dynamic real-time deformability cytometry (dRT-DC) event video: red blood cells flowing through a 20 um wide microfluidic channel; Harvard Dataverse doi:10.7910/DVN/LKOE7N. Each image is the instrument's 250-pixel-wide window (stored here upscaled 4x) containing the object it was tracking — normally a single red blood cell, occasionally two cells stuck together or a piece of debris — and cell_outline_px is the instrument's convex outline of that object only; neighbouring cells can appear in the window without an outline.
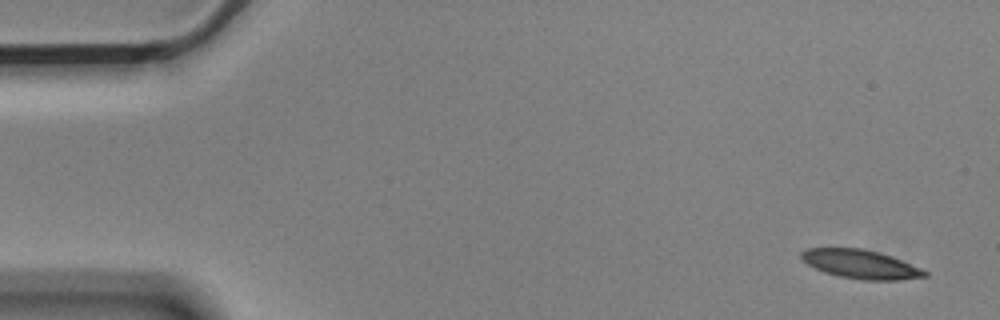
{"species": "Egyptian fruit bat (a non-hibernating species)", "species_latin": "Rousettus aegyptiacus", "temperature_condition": "cold", "stored_images_in_passage": 55, "camera_frame_rate_fps": 3000, "um_per_image_px": 0.085, "animal": {"sex": "male"}, "frame": {"image": 1, "passage_image": 1, "time_ms": 0.0, "image_size_px": [1000, 320], "cell_outline_px": [[928, 276], [900, 280], [860, 280], [840, 276], [824, 272], [808, 264], [800, 256], [800, 252], [804, 248], [860, 248], [892, 256], [920, 268], [928, 272]], "centroid_in_image_um": [73.15, 22.46], "position_along_channel_um": 11.9, "area_um2": 20.58}}
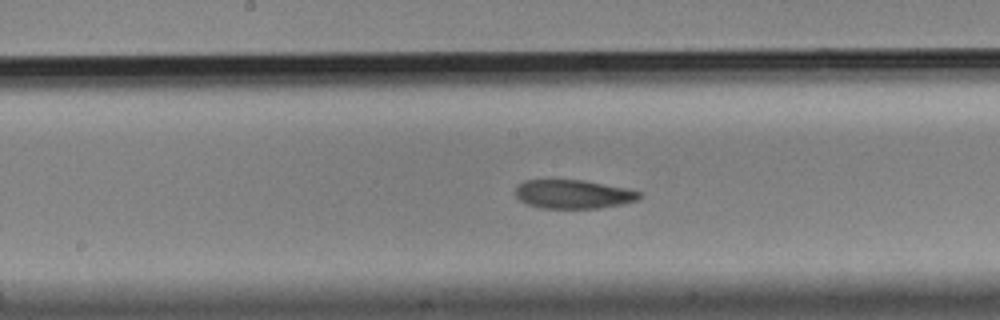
{"frame": {"image": 2, "passage_image": 27, "time_ms": 8.667, "image_size_px": [1000, 320], "cell_outline_px": [[644, 196], [636, 200], [624, 204], [600, 208], [540, 208], [528, 204], [520, 200], [516, 196], [516, 188], [524, 180], [584, 180], [628, 188], [640, 192]], "centroid_in_image_um": [48.78, 16.51], "position_along_channel_um": 199.4, "area_um2": 20.87}}
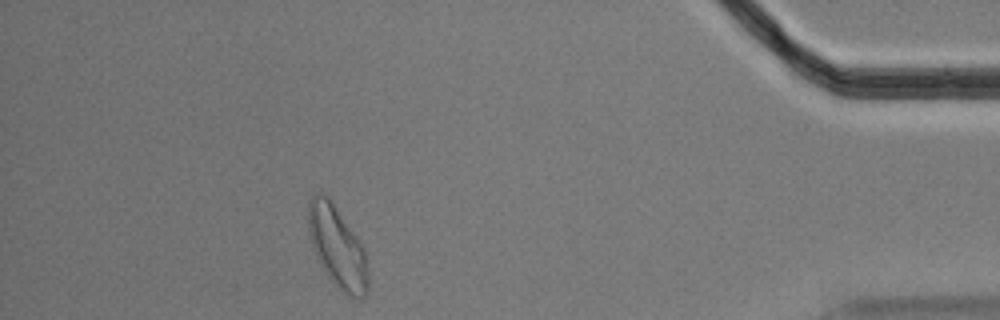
{"frame": {"image": 3, "passage_image": 49, "time_ms": 16.0, "image_size_px": [1000, 320], "cell_outline_px": [[368, 292], [364, 296], [352, 296], [340, 292], [328, 276], [320, 264], [316, 256], [308, 232], [308, 200], [316, 192], [320, 192], [328, 196], [360, 240], [364, 248], [368, 268]], "centroid_in_image_um": [28.67, 20.98], "position_along_channel_um": 406.5, "area_um2": 28.5}, "authors_computed_cell_mechanics": {"area_um2": 21.9062, "velocity_mm_per_s": 3.5125, "shape_relaxation_time_tau1_ms": null, "shape_relaxation_time_tau2_ms": 4.3719, "deformation_change_tau1": null, "deformation_change_tau2": 0.0966}}